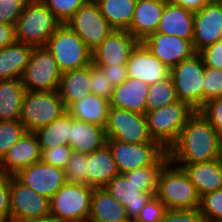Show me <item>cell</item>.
<instances>
[{
	"label": "cell",
	"instance_id": "obj_1",
	"mask_svg": "<svg viewBox=\"0 0 222 222\" xmlns=\"http://www.w3.org/2000/svg\"><path fill=\"white\" fill-rule=\"evenodd\" d=\"M219 138L210 121L200 111H195L168 149L169 160L174 165L215 160L218 158Z\"/></svg>",
	"mask_w": 222,
	"mask_h": 222
},
{
	"label": "cell",
	"instance_id": "obj_2",
	"mask_svg": "<svg viewBox=\"0 0 222 222\" xmlns=\"http://www.w3.org/2000/svg\"><path fill=\"white\" fill-rule=\"evenodd\" d=\"M63 23L41 1L27 3L15 24L16 41L45 46Z\"/></svg>",
	"mask_w": 222,
	"mask_h": 222
},
{
	"label": "cell",
	"instance_id": "obj_3",
	"mask_svg": "<svg viewBox=\"0 0 222 222\" xmlns=\"http://www.w3.org/2000/svg\"><path fill=\"white\" fill-rule=\"evenodd\" d=\"M155 196L167 209H194L200 196L184 170L168 162L160 172Z\"/></svg>",
	"mask_w": 222,
	"mask_h": 222
},
{
	"label": "cell",
	"instance_id": "obj_4",
	"mask_svg": "<svg viewBox=\"0 0 222 222\" xmlns=\"http://www.w3.org/2000/svg\"><path fill=\"white\" fill-rule=\"evenodd\" d=\"M194 112V109L180 100L157 110L145 112L151 138L168 151Z\"/></svg>",
	"mask_w": 222,
	"mask_h": 222
},
{
	"label": "cell",
	"instance_id": "obj_5",
	"mask_svg": "<svg viewBox=\"0 0 222 222\" xmlns=\"http://www.w3.org/2000/svg\"><path fill=\"white\" fill-rule=\"evenodd\" d=\"M45 46L62 73L92 64V50L65 23L49 38Z\"/></svg>",
	"mask_w": 222,
	"mask_h": 222
},
{
	"label": "cell",
	"instance_id": "obj_6",
	"mask_svg": "<svg viewBox=\"0 0 222 222\" xmlns=\"http://www.w3.org/2000/svg\"><path fill=\"white\" fill-rule=\"evenodd\" d=\"M67 112L56 91L26 90L19 121L27 132H35Z\"/></svg>",
	"mask_w": 222,
	"mask_h": 222
},
{
	"label": "cell",
	"instance_id": "obj_7",
	"mask_svg": "<svg viewBox=\"0 0 222 222\" xmlns=\"http://www.w3.org/2000/svg\"><path fill=\"white\" fill-rule=\"evenodd\" d=\"M204 72L205 65L198 53L170 69L178 100L195 111L204 105Z\"/></svg>",
	"mask_w": 222,
	"mask_h": 222
},
{
	"label": "cell",
	"instance_id": "obj_8",
	"mask_svg": "<svg viewBox=\"0 0 222 222\" xmlns=\"http://www.w3.org/2000/svg\"><path fill=\"white\" fill-rule=\"evenodd\" d=\"M62 76L58 64L46 46H34L22 75L28 91H56Z\"/></svg>",
	"mask_w": 222,
	"mask_h": 222
},
{
	"label": "cell",
	"instance_id": "obj_9",
	"mask_svg": "<svg viewBox=\"0 0 222 222\" xmlns=\"http://www.w3.org/2000/svg\"><path fill=\"white\" fill-rule=\"evenodd\" d=\"M93 190L85 184L66 182L50 199V215L59 222L89 217Z\"/></svg>",
	"mask_w": 222,
	"mask_h": 222
},
{
	"label": "cell",
	"instance_id": "obj_10",
	"mask_svg": "<svg viewBox=\"0 0 222 222\" xmlns=\"http://www.w3.org/2000/svg\"><path fill=\"white\" fill-rule=\"evenodd\" d=\"M107 139L124 143H146L154 141L148 131L145 114L110 107L104 126Z\"/></svg>",
	"mask_w": 222,
	"mask_h": 222
},
{
	"label": "cell",
	"instance_id": "obj_11",
	"mask_svg": "<svg viewBox=\"0 0 222 222\" xmlns=\"http://www.w3.org/2000/svg\"><path fill=\"white\" fill-rule=\"evenodd\" d=\"M65 24L94 50L113 30L95 0L83 4Z\"/></svg>",
	"mask_w": 222,
	"mask_h": 222
},
{
	"label": "cell",
	"instance_id": "obj_12",
	"mask_svg": "<svg viewBox=\"0 0 222 222\" xmlns=\"http://www.w3.org/2000/svg\"><path fill=\"white\" fill-rule=\"evenodd\" d=\"M120 174L141 167L152 166L167 150L158 142L124 143L107 139Z\"/></svg>",
	"mask_w": 222,
	"mask_h": 222
},
{
	"label": "cell",
	"instance_id": "obj_13",
	"mask_svg": "<svg viewBox=\"0 0 222 222\" xmlns=\"http://www.w3.org/2000/svg\"><path fill=\"white\" fill-rule=\"evenodd\" d=\"M50 215V199L10 176V220L25 221Z\"/></svg>",
	"mask_w": 222,
	"mask_h": 222
},
{
	"label": "cell",
	"instance_id": "obj_14",
	"mask_svg": "<svg viewBox=\"0 0 222 222\" xmlns=\"http://www.w3.org/2000/svg\"><path fill=\"white\" fill-rule=\"evenodd\" d=\"M140 41L127 30H113L94 50L93 65H127L131 52Z\"/></svg>",
	"mask_w": 222,
	"mask_h": 222
},
{
	"label": "cell",
	"instance_id": "obj_15",
	"mask_svg": "<svg viewBox=\"0 0 222 222\" xmlns=\"http://www.w3.org/2000/svg\"><path fill=\"white\" fill-rule=\"evenodd\" d=\"M222 39V0L209 1L194 12L193 47L196 53Z\"/></svg>",
	"mask_w": 222,
	"mask_h": 222
},
{
	"label": "cell",
	"instance_id": "obj_16",
	"mask_svg": "<svg viewBox=\"0 0 222 222\" xmlns=\"http://www.w3.org/2000/svg\"><path fill=\"white\" fill-rule=\"evenodd\" d=\"M142 42L169 69L196 54L191 41L176 35L154 32Z\"/></svg>",
	"mask_w": 222,
	"mask_h": 222
},
{
	"label": "cell",
	"instance_id": "obj_17",
	"mask_svg": "<svg viewBox=\"0 0 222 222\" xmlns=\"http://www.w3.org/2000/svg\"><path fill=\"white\" fill-rule=\"evenodd\" d=\"M25 186L51 199L66 183L64 170L39 161L14 175Z\"/></svg>",
	"mask_w": 222,
	"mask_h": 222
},
{
	"label": "cell",
	"instance_id": "obj_18",
	"mask_svg": "<svg viewBox=\"0 0 222 222\" xmlns=\"http://www.w3.org/2000/svg\"><path fill=\"white\" fill-rule=\"evenodd\" d=\"M126 66L128 78L139 79L149 85L170 76V69L142 41L131 52Z\"/></svg>",
	"mask_w": 222,
	"mask_h": 222
},
{
	"label": "cell",
	"instance_id": "obj_19",
	"mask_svg": "<svg viewBox=\"0 0 222 222\" xmlns=\"http://www.w3.org/2000/svg\"><path fill=\"white\" fill-rule=\"evenodd\" d=\"M41 147L34 132H26L0 161L2 174L14 176L20 170L41 161Z\"/></svg>",
	"mask_w": 222,
	"mask_h": 222
},
{
	"label": "cell",
	"instance_id": "obj_20",
	"mask_svg": "<svg viewBox=\"0 0 222 222\" xmlns=\"http://www.w3.org/2000/svg\"><path fill=\"white\" fill-rule=\"evenodd\" d=\"M108 193L118 202L125 206L130 222H134L148 201L154 196L153 193L140 192L131 181L119 174L113 177L104 187Z\"/></svg>",
	"mask_w": 222,
	"mask_h": 222
},
{
	"label": "cell",
	"instance_id": "obj_21",
	"mask_svg": "<svg viewBox=\"0 0 222 222\" xmlns=\"http://www.w3.org/2000/svg\"><path fill=\"white\" fill-rule=\"evenodd\" d=\"M166 0H137L130 27L127 29L139 41L156 32Z\"/></svg>",
	"mask_w": 222,
	"mask_h": 222
},
{
	"label": "cell",
	"instance_id": "obj_22",
	"mask_svg": "<svg viewBox=\"0 0 222 222\" xmlns=\"http://www.w3.org/2000/svg\"><path fill=\"white\" fill-rule=\"evenodd\" d=\"M107 137L104 127L79 121L70 115L69 146L73 152L90 154L106 145Z\"/></svg>",
	"mask_w": 222,
	"mask_h": 222
},
{
	"label": "cell",
	"instance_id": "obj_23",
	"mask_svg": "<svg viewBox=\"0 0 222 222\" xmlns=\"http://www.w3.org/2000/svg\"><path fill=\"white\" fill-rule=\"evenodd\" d=\"M150 85L139 79L127 78L113 89L110 107L145 114Z\"/></svg>",
	"mask_w": 222,
	"mask_h": 222
},
{
	"label": "cell",
	"instance_id": "obj_24",
	"mask_svg": "<svg viewBox=\"0 0 222 222\" xmlns=\"http://www.w3.org/2000/svg\"><path fill=\"white\" fill-rule=\"evenodd\" d=\"M156 32L176 35L192 42L194 12L166 0L165 9Z\"/></svg>",
	"mask_w": 222,
	"mask_h": 222
},
{
	"label": "cell",
	"instance_id": "obj_25",
	"mask_svg": "<svg viewBox=\"0 0 222 222\" xmlns=\"http://www.w3.org/2000/svg\"><path fill=\"white\" fill-rule=\"evenodd\" d=\"M176 166L184 170L200 197L222 189V165L218 159Z\"/></svg>",
	"mask_w": 222,
	"mask_h": 222
},
{
	"label": "cell",
	"instance_id": "obj_26",
	"mask_svg": "<svg viewBox=\"0 0 222 222\" xmlns=\"http://www.w3.org/2000/svg\"><path fill=\"white\" fill-rule=\"evenodd\" d=\"M113 155L107 145L88 154L87 185L93 188H104L110 180L119 175Z\"/></svg>",
	"mask_w": 222,
	"mask_h": 222
},
{
	"label": "cell",
	"instance_id": "obj_27",
	"mask_svg": "<svg viewBox=\"0 0 222 222\" xmlns=\"http://www.w3.org/2000/svg\"><path fill=\"white\" fill-rule=\"evenodd\" d=\"M33 45L15 41L0 50V80L21 79L27 68Z\"/></svg>",
	"mask_w": 222,
	"mask_h": 222
},
{
	"label": "cell",
	"instance_id": "obj_28",
	"mask_svg": "<svg viewBox=\"0 0 222 222\" xmlns=\"http://www.w3.org/2000/svg\"><path fill=\"white\" fill-rule=\"evenodd\" d=\"M90 84V65L62 73L57 92L65 107L91 94Z\"/></svg>",
	"mask_w": 222,
	"mask_h": 222
},
{
	"label": "cell",
	"instance_id": "obj_29",
	"mask_svg": "<svg viewBox=\"0 0 222 222\" xmlns=\"http://www.w3.org/2000/svg\"><path fill=\"white\" fill-rule=\"evenodd\" d=\"M89 217L94 222H130L125 206L113 198L105 188H94Z\"/></svg>",
	"mask_w": 222,
	"mask_h": 222
},
{
	"label": "cell",
	"instance_id": "obj_30",
	"mask_svg": "<svg viewBox=\"0 0 222 222\" xmlns=\"http://www.w3.org/2000/svg\"><path fill=\"white\" fill-rule=\"evenodd\" d=\"M109 108V100L91 93L79 101L72 103L67 108V112L74 119L104 127Z\"/></svg>",
	"mask_w": 222,
	"mask_h": 222
},
{
	"label": "cell",
	"instance_id": "obj_31",
	"mask_svg": "<svg viewBox=\"0 0 222 222\" xmlns=\"http://www.w3.org/2000/svg\"><path fill=\"white\" fill-rule=\"evenodd\" d=\"M25 92L21 79L0 80V121L20 119Z\"/></svg>",
	"mask_w": 222,
	"mask_h": 222
},
{
	"label": "cell",
	"instance_id": "obj_32",
	"mask_svg": "<svg viewBox=\"0 0 222 222\" xmlns=\"http://www.w3.org/2000/svg\"><path fill=\"white\" fill-rule=\"evenodd\" d=\"M106 21L115 30H127L137 0H95Z\"/></svg>",
	"mask_w": 222,
	"mask_h": 222
},
{
	"label": "cell",
	"instance_id": "obj_33",
	"mask_svg": "<svg viewBox=\"0 0 222 222\" xmlns=\"http://www.w3.org/2000/svg\"><path fill=\"white\" fill-rule=\"evenodd\" d=\"M34 134L37 136L41 149L69 145L70 114L65 112L48 125L36 130Z\"/></svg>",
	"mask_w": 222,
	"mask_h": 222
},
{
	"label": "cell",
	"instance_id": "obj_34",
	"mask_svg": "<svg viewBox=\"0 0 222 222\" xmlns=\"http://www.w3.org/2000/svg\"><path fill=\"white\" fill-rule=\"evenodd\" d=\"M169 155L166 151L152 166L141 167L128 171L123 175L131 181L140 192L156 194L159 175L163 167L169 162Z\"/></svg>",
	"mask_w": 222,
	"mask_h": 222
},
{
	"label": "cell",
	"instance_id": "obj_35",
	"mask_svg": "<svg viewBox=\"0 0 222 222\" xmlns=\"http://www.w3.org/2000/svg\"><path fill=\"white\" fill-rule=\"evenodd\" d=\"M146 98L145 112H151L178 101L174 82L171 76L150 85Z\"/></svg>",
	"mask_w": 222,
	"mask_h": 222
},
{
	"label": "cell",
	"instance_id": "obj_36",
	"mask_svg": "<svg viewBox=\"0 0 222 222\" xmlns=\"http://www.w3.org/2000/svg\"><path fill=\"white\" fill-rule=\"evenodd\" d=\"M26 132L19 120L0 121V161Z\"/></svg>",
	"mask_w": 222,
	"mask_h": 222
},
{
	"label": "cell",
	"instance_id": "obj_37",
	"mask_svg": "<svg viewBox=\"0 0 222 222\" xmlns=\"http://www.w3.org/2000/svg\"><path fill=\"white\" fill-rule=\"evenodd\" d=\"M87 160L88 154L72 152L64 169L67 183L87 185Z\"/></svg>",
	"mask_w": 222,
	"mask_h": 222
},
{
	"label": "cell",
	"instance_id": "obj_38",
	"mask_svg": "<svg viewBox=\"0 0 222 222\" xmlns=\"http://www.w3.org/2000/svg\"><path fill=\"white\" fill-rule=\"evenodd\" d=\"M199 210L204 220H222V189L201 196Z\"/></svg>",
	"mask_w": 222,
	"mask_h": 222
},
{
	"label": "cell",
	"instance_id": "obj_39",
	"mask_svg": "<svg viewBox=\"0 0 222 222\" xmlns=\"http://www.w3.org/2000/svg\"><path fill=\"white\" fill-rule=\"evenodd\" d=\"M62 22H67L88 0H41Z\"/></svg>",
	"mask_w": 222,
	"mask_h": 222
},
{
	"label": "cell",
	"instance_id": "obj_40",
	"mask_svg": "<svg viewBox=\"0 0 222 222\" xmlns=\"http://www.w3.org/2000/svg\"><path fill=\"white\" fill-rule=\"evenodd\" d=\"M203 84L204 104L209 100L222 96V69L205 66Z\"/></svg>",
	"mask_w": 222,
	"mask_h": 222
},
{
	"label": "cell",
	"instance_id": "obj_41",
	"mask_svg": "<svg viewBox=\"0 0 222 222\" xmlns=\"http://www.w3.org/2000/svg\"><path fill=\"white\" fill-rule=\"evenodd\" d=\"M41 161L43 163L65 169L72 154V149L69 145L54 146L49 149H41Z\"/></svg>",
	"mask_w": 222,
	"mask_h": 222
},
{
	"label": "cell",
	"instance_id": "obj_42",
	"mask_svg": "<svg viewBox=\"0 0 222 222\" xmlns=\"http://www.w3.org/2000/svg\"><path fill=\"white\" fill-rule=\"evenodd\" d=\"M91 93L110 100L113 87L108 84V79L102 74V69L90 64Z\"/></svg>",
	"mask_w": 222,
	"mask_h": 222
},
{
	"label": "cell",
	"instance_id": "obj_43",
	"mask_svg": "<svg viewBox=\"0 0 222 222\" xmlns=\"http://www.w3.org/2000/svg\"><path fill=\"white\" fill-rule=\"evenodd\" d=\"M167 210L166 206L154 195L134 222H160Z\"/></svg>",
	"mask_w": 222,
	"mask_h": 222
},
{
	"label": "cell",
	"instance_id": "obj_44",
	"mask_svg": "<svg viewBox=\"0 0 222 222\" xmlns=\"http://www.w3.org/2000/svg\"><path fill=\"white\" fill-rule=\"evenodd\" d=\"M216 130L219 136L222 135V96L206 102L199 110Z\"/></svg>",
	"mask_w": 222,
	"mask_h": 222
},
{
	"label": "cell",
	"instance_id": "obj_45",
	"mask_svg": "<svg viewBox=\"0 0 222 222\" xmlns=\"http://www.w3.org/2000/svg\"><path fill=\"white\" fill-rule=\"evenodd\" d=\"M24 6L21 0H0V24L15 25Z\"/></svg>",
	"mask_w": 222,
	"mask_h": 222
},
{
	"label": "cell",
	"instance_id": "obj_46",
	"mask_svg": "<svg viewBox=\"0 0 222 222\" xmlns=\"http://www.w3.org/2000/svg\"><path fill=\"white\" fill-rule=\"evenodd\" d=\"M199 208L168 209L160 222H203Z\"/></svg>",
	"mask_w": 222,
	"mask_h": 222
},
{
	"label": "cell",
	"instance_id": "obj_47",
	"mask_svg": "<svg viewBox=\"0 0 222 222\" xmlns=\"http://www.w3.org/2000/svg\"><path fill=\"white\" fill-rule=\"evenodd\" d=\"M198 54L206 67L222 69V39L200 50Z\"/></svg>",
	"mask_w": 222,
	"mask_h": 222
},
{
	"label": "cell",
	"instance_id": "obj_48",
	"mask_svg": "<svg viewBox=\"0 0 222 222\" xmlns=\"http://www.w3.org/2000/svg\"><path fill=\"white\" fill-rule=\"evenodd\" d=\"M102 69V74L108 79V84L113 88L124 82L127 77V66L126 65H95Z\"/></svg>",
	"mask_w": 222,
	"mask_h": 222
},
{
	"label": "cell",
	"instance_id": "obj_49",
	"mask_svg": "<svg viewBox=\"0 0 222 222\" xmlns=\"http://www.w3.org/2000/svg\"><path fill=\"white\" fill-rule=\"evenodd\" d=\"M0 218L10 219V175H0Z\"/></svg>",
	"mask_w": 222,
	"mask_h": 222
},
{
	"label": "cell",
	"instance_id": "obj_50",
	"mask_svg": "<svg viewBox=\"0 0 222 222\" xmlns=\"http://www.w3.org/2000/svg\"><path fill=\"white\" fill-rule=\"evenodd\" d=\"M15 41V25L0 24V50Z\"/></svg>",
	"mask_w": 222,
	"mask_h": 222
},
{
	"label": "cell",
	"instance_id": "obj_51",
	"mask_svg": "<svg viewBox=\"0 0 222 222\" xmlns=\"http://www.w3.org/2000/svg\"><path fill=\"white\" fill-rule=\"evenodd\" d=\"M174 4L184 7L193 12L202 9L209 1L208 0H168Z\"/></svg>",
	"mask_w": 222,
	"mask_h": 222
},
{
	"label": "cell",
	"instance_id": "obj_52",
	"mask_svg": "<svg viewBox=\"0 0 222 222\" xmlns=\"http://www.w3.org/2000/svg\"><path fill=\"white\" fill-rule=\"evenodd\" d=\"M13 222H59L56 218H54L51 215L42 217V218H38V219H32V220H25V221H13Z\"/></svg>",
	"mask_w": 222,
	"mask_h": 222
},
{
	"label": "cell",
	"instance_id": "obj_53",
	"mask_svg": "<svg viewBox=\"0 0 222 222\" xmlns=\"http://www.w3.org/2000/svg\"><path fill=\"white\" fill-rule=\"evenodd\" d=\"M65 222H94L90 217L73 218Z\"/></svg>",
	"mask_w": 222,
	"mask_h": 222
},
{
	"label": "cell",
	"instance_id": "obj_54",
	"mask_svg": "<svg viewBox=\"0 0 222 222\" xmlns=\"http://www.w3.org/2000/svg\"><path fill=\"white\" fill-rule=\"evenodd\" d=\"M218 161L222 165V135L219 138Z\"/></svg>",
	"mask_w": 222,
	"mask_h": 222
},
{
	"label": "cell",
	"instance_id": "obj_55",
	"mask_svg": "<svg viewBox=\"0 0 222 222\" xmlns=\"http://www.w3.org/2000/svg\"><path fill=\"white\" fill-rule=\"evenodd\" d=\"M0 222H12L10 219L0 218Z\"/></svg>",
	"mask_w": 222,
	"mask_h": 222
},
{
	"label": "cell",
	"instance_id": "obj_56",
	"mask_svg": "<svg viewBox=\"0 0 222 222\" xmlns=\"http://www.w3.org/2000/svg\"><path fill=\"white\" fill-rule=\"evenodd\" d=\"M203 222H222V220H204Z\"/></svg>",
	"mask_w": 222,
	"mask_h": 222
},
{
	"label": "cell",
	"instance_id": "obj_57",
	"mask_svg": "<svg viewBox=\"0 0 222 222\" xmlns=\"http://www.w3.org/2000/svg\"><path fill=\"white\" fill-rule=\"evenodd\" d=\"M25 5L33 0H21Z\"/></svg>",
	"mask_w": 222,
	"mask_h": 222
}]
</instances>
